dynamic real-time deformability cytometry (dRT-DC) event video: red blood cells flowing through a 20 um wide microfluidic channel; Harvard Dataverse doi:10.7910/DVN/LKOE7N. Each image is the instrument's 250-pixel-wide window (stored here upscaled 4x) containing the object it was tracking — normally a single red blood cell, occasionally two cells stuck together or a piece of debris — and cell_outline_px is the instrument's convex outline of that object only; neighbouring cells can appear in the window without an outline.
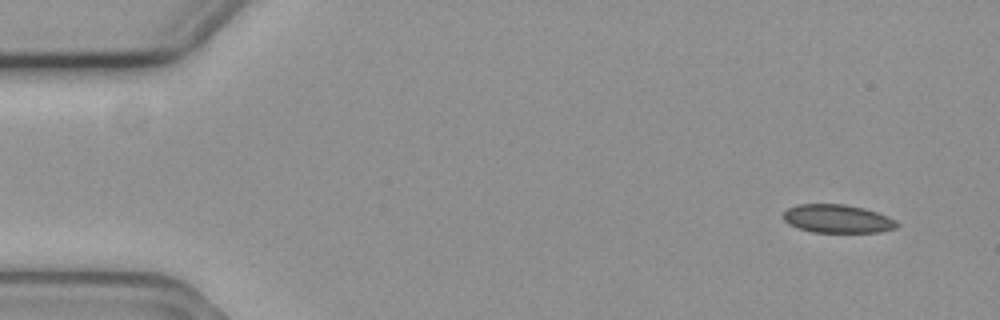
{"species": "common noctule bat (a hibernating species)", "species_latin": "Nyctalus noctula", "temperature_condition": "cold", "stored_images_in_passage": 5, "camera_frame_rate_fps": 3000, "um_per_image_px": 0.085, "animal": {"sex": "female", "body_mass_g": 19.3, "forearm_length_mm": 54.1}, "frame": {"image": 1, "passage_image": 1, "time_ms": 0.0, "image_size_px": [1000, 320], "cell_outline_px": [[900, 224], [896, 228], [880, 232], [812, 232], [796, 228], [788, 224], [780, 216], [788, 208], [796, 204], [844, 204], [864, 208], [888, 216], [896, 220]], "centroid_in_image_um": [71.15, 18.59], "position_along_channel_um": 13.8, "area_um2": 19.02}}